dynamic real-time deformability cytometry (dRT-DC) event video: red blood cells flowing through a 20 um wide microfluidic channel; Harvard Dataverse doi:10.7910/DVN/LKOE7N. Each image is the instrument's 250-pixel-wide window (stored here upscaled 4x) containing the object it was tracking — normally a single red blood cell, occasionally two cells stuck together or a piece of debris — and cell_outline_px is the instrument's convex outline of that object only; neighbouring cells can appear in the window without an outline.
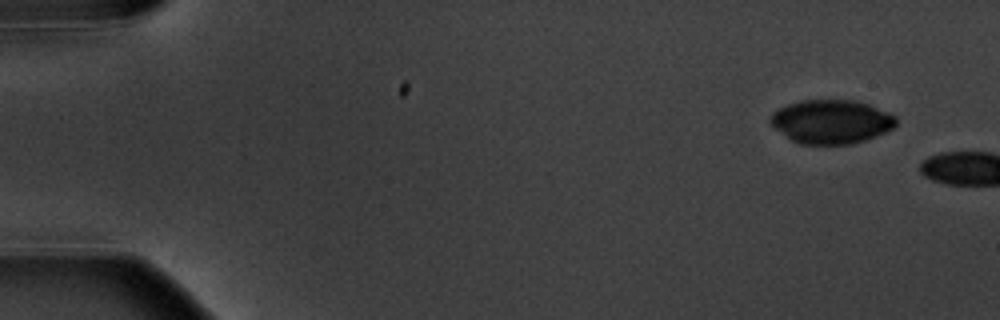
{"species": "common noctule bat (a hibernating species)", "species_latin": "Nyctalus noctula", "temperature_condition": "warm", "stored_images_in_passage": 2, "camera_frame_rate_fps": 3000, "um_per_image_px": 0.085, "animal": {"sex": "male", "body_mass_g": 20.1, "forearm_length_mm": 53.5}, "frame": {"image": 1, "passage_image": 1, "time_ms": 0.0, "image_size_px": [1000, 320], "cell_outline_px": [[896, 124], [892, 128], [876, 136], [852, 144], [800, 144], [792, 140], [776, 128], [768, 120], [772, 112], [788, 104], [800, 100], [852, 100], [868, 104], [888, 112], [896, 116]], "centroid_in_image_um": [70.65, 10.33], "position_along_channel_um": 14.3, "area_um2": 31.91}}